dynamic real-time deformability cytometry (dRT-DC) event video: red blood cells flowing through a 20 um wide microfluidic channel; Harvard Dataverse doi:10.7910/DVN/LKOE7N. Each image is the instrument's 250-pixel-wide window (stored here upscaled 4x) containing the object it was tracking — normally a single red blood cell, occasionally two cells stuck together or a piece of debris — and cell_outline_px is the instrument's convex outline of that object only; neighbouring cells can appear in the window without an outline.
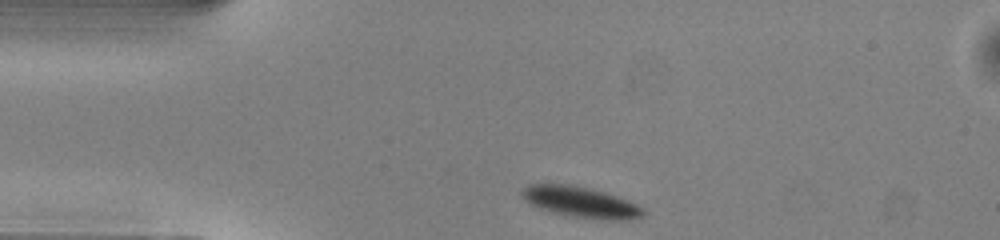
{"species": "common noctule bat (a hibernating species)", "species_latin": "Nyctalus noctula", "temperature_condition": "warm", "stored_images_in_passage": 41, "camera_frame_rate_fps": 3000, "um_per_image_px": 0.085, "animal": {"sex": "male", "body_mass_g": 13.0, "forearm_length_mm": 53.1}, "frame": {"image": 1, "passage_image": 1, "time_ms": 0.0, "image_size_px": [1000, 240], "cell_outline_px": [[644, 216], [632, 220], [604, 220], [572, 216], [552, 212], [540, 208], [524, 200], [520, 192], [528, 184], [568, 184], [588, 188], [604, 192], [628, 200], [644, 208]], "centroid_in_image_um": [49.39, 17.19], "position_along_channel_um": 35.6, "area_um2": 21.73}}
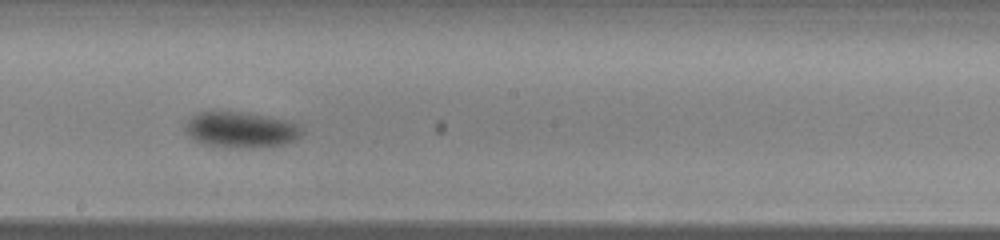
{"frame": {"image": 2, "passage_image": 18, "time_ms": 5.667, "image_size_px": [1000, 240], "cell_outline_px": [[304, 132], [296, 140], [284, 144], [256, 148], [228, 148], [200, 144], [192, 140], [184, 128], [184, 124], [196, 112], [240, 112], [288, 120], [296, 124]], "centroid_in_image_um": [20.43, 11.06], "position_along_channel_um": 227.8, "area_um2": 24.62}}
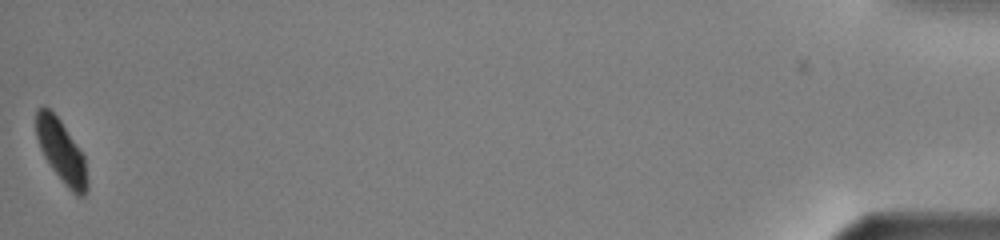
{"frame": {"image": 3, "passage_image": 41, "time_ms": 13.333, "image_size_px": [1000, 240], "cell_outline_px": [[88, 188], [84, 196], [76, 196], [64, 184], [52, 168], [44, 156], [40, 148], [36, 136], [36, 108], [44, 104], [60, 120], [84, 156], [88, 180]], "centroid_in_image_um": [5.21, 12.86], "position_along_channel_um": 430.0, "area_um2": 18.61}, "authors_computed_cell_mechanics": {"area_um2": 23.5824, "velocity_mm_per_s": 4.0032, "shape_relaxation_time_tau1_ms": 2.5396, "shape_relaxation_time_tau2_ms": null, "deformation_change_tau1": 0.0841, "deformation_change_tau2": null}}